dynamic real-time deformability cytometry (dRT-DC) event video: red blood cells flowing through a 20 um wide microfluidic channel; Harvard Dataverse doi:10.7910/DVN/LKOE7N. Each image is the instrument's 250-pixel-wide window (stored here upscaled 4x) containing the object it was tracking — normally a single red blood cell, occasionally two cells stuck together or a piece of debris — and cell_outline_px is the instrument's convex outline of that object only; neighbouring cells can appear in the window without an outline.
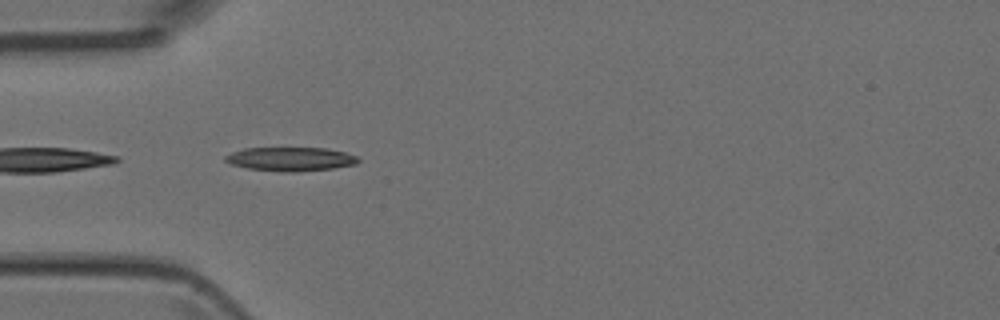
{"species": "Egyptian fruit bat (a non-hibernating species)", "species_latin": "Rousettus aegyptiacus", "temperature_condition": "room temperature", "stored_images_in_passage": 5, "camera_frame_rate_fps": 3000, "um_per_image_px": 0.085, "animal": {"sex": "female"}, "frame": {"image": 1, "passage_image": 4, "time_ms": 4.333, "image_size_px": [1000, 320], "cell_outline_px": [[360, 160], [356, 164], [332, 168], [296, 172], [288, 172], [248, 168], [232, 164], [224, 160], [224, 156], [232, 152], [244, 148], [328, 148], [344, 152], [356, 156]], "centroid_in_image_um": [24.7, 13.51], "position_along_channel_um": 60.3, "area_um2": 18.32}}
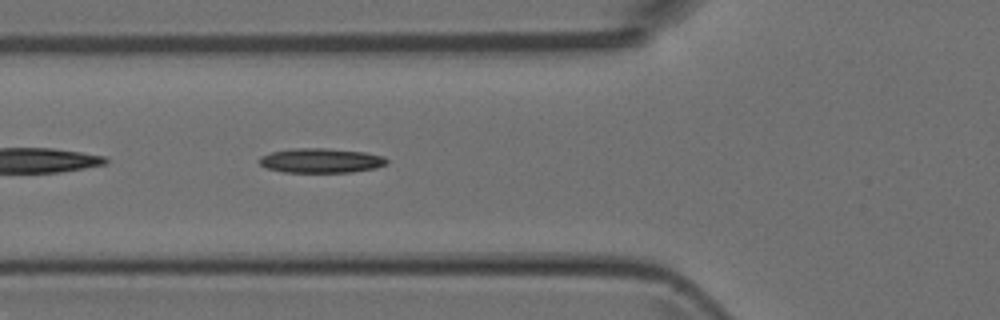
{"frame": {"image": 2, "passage_image": 5, "time_ms": 5.333, "image_size_px": [1000, 320], "cell_outline_px": [[388, 160], [384, 164], [376, 168], [352, 172], [284, 172], [268, 168], [260, 164], [260, 156], [272, 152], [292, 148], [328, 148], [364, 152], [384, 156]], "centroid_in_image_um": [27.29, 13.64], "position_along_channel_um": 98.5, "area_um2": 18.15}}